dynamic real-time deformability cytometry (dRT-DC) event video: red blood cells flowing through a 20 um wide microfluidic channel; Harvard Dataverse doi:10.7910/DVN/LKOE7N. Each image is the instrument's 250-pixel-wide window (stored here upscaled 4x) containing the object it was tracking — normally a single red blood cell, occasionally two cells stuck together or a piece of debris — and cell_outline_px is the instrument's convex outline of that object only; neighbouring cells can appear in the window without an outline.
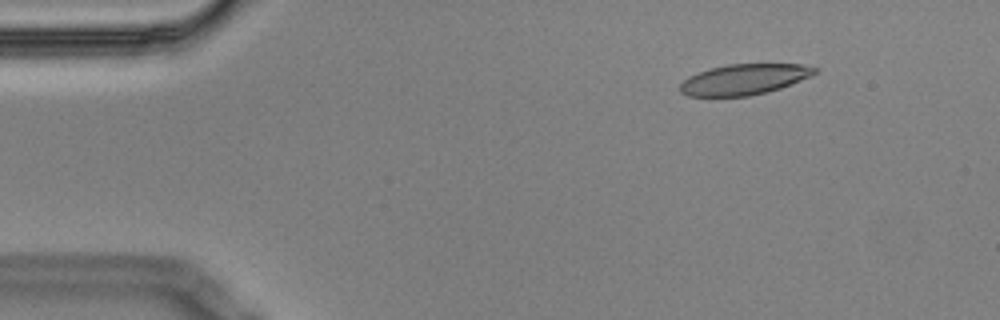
{"species": "Egyptian fruit bat (a non-hibernating species)", "species_latin": "Rousettus aegyptiacus", "temperature_condition": "cold", "stored_images_in_passage": 11, "camera_frame_rate_fps": 3000, "um_per_image_px": 0.085, "animal": {"sex": "male"}, "frame": {"image": 1, "passage_image": 2, "time_ms": 0.333, "image_size_px": [1000, 320], "cell_outline_px": [[820, 68], [812, 76], [792, 84], [780, 88], [748, 96], [688, 96], [680, 92], [680, 84], [688, 76], [696, 72], [708, 68], [728, 64], [804, 64]], "centroid_in_image_um": [63.26, 6.73], "position_along_channel_um": 21.7, "area_um2": 24.22}}
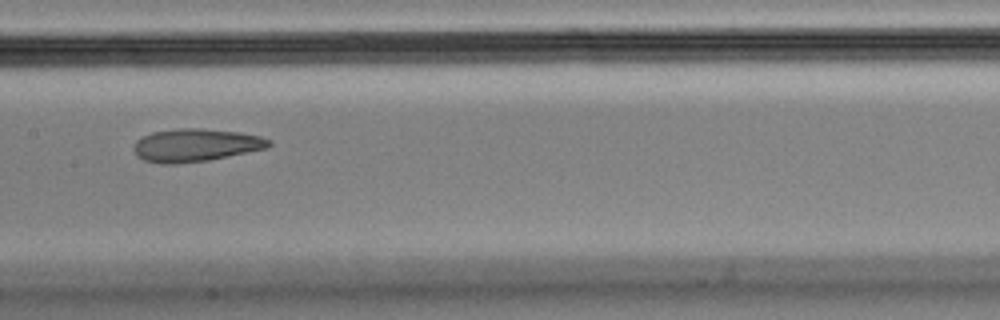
{"frame": {"image": 2, "passage_image": 8, "time_ms": 2.333, "image_size_px": [1000, 320], "cell_outline_px": [[272, 144], [268, 148], [208, 160], [176, 164], [160, 164], [144, 160], [136, 156], [132, 148], [136, 140], [152, 132], [180, 128], [200, 128], [240, 132], [260, 136], [272, 140]], "centroid_in_image_um": [16.62, 12.34], "position_along_channel_um": 190.8, "area_um2": 26.07}}
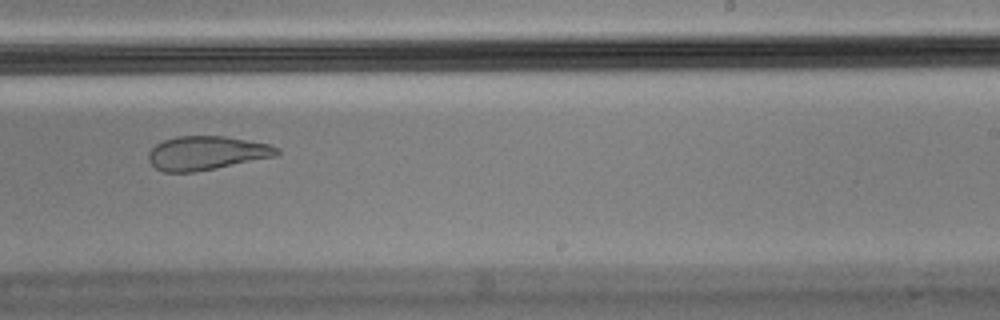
{"frame": {"image": 3, "passage_image": 10, "time_ms": 3.0, "image_size_px": [1000, 320], "cell_outline_px": [[280, 152], [276, 156], [216, 168], [192, 172], [164, 172], [156, 168], [148, 160], [148, 152], [156, 144], [164, 140], [176, 136], [224, 136], [272, 144], [280, 148]], "centroid_in_image_um": [17.57, 13.0], "position_along_channel_um": 271.4, "area_um2": 25.37}}